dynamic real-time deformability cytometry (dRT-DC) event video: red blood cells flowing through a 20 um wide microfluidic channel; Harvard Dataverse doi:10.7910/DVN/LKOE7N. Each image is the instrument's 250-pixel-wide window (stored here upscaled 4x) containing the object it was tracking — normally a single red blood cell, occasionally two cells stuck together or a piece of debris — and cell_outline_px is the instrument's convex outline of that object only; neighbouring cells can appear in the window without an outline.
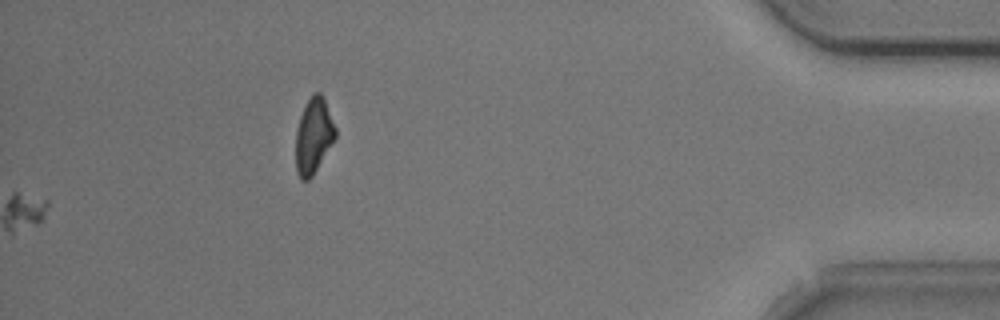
{"species": "common noctule bat (a hibernating species)", "species_latin": "Nyctalus noctula", "temperature_condition": "cold", "stored_images_in_passage": 57, "camera_frame_rate_fps": 3000, "um_per_image_px": 0.085, "animal": {"sex": "male", "body_mass_g": 20.5, "forearm_length_mm": 52.5}, "frame": {"image": 1, "passage_image": 57, "time_ms": 18.667, "image_size_px": [1000, 320], "cell_outline_px": [[336, 136], [312, 176], [308, 180], [300, 180], [296, 172], [296, 132], [300, 116], [312, 92], [320, 92], [324, 100], [336, 128]], "centroid_in_image_um": [26.63, 11.56], "position_along_channel_um": 408.6, "area_um2": 17.11}}